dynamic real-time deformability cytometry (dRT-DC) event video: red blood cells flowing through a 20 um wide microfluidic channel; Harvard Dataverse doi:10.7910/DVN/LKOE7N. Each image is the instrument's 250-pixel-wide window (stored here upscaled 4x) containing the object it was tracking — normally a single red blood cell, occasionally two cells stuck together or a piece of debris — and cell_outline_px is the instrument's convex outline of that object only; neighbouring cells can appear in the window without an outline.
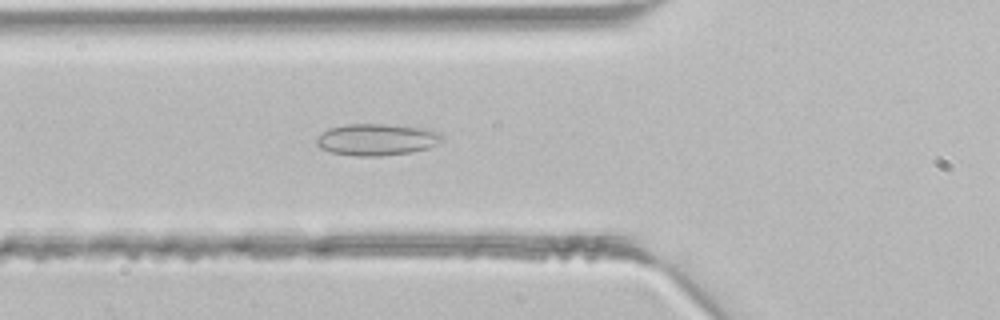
{"species": "common noctule bat (a hibernating species)", "species_latin": "Nyctalus noctula", "temperature_condition": "room temperature", "stored_images_in_passage": 43, "segment_of_instrument_passage": [1, 2], "camera_frame_rate_fps": 3000, "um_per_image_px": 0.085, "animal": {"sex": "male", "body_mass_g": 21.5, "forearm_length_mm": 52.0}, "frame": {"image": 1, "passage_image": 15, "time_ms": 4.667, "image_size_px": [1000, 320], "cell_outline_px": [[444, 136], [436, 144], [428, 148], [408, 152], [380, 156], [360, 156], [332, 152], [320, 148], [316, 144], [316, 140], [328, 128], [344, 124], [384, 124], [428, 128], [440, 132]], "centroid_in_image_um": [32.04, 11.85], "position_along_channel_um": 93.8, "area_um2": 23.06}}
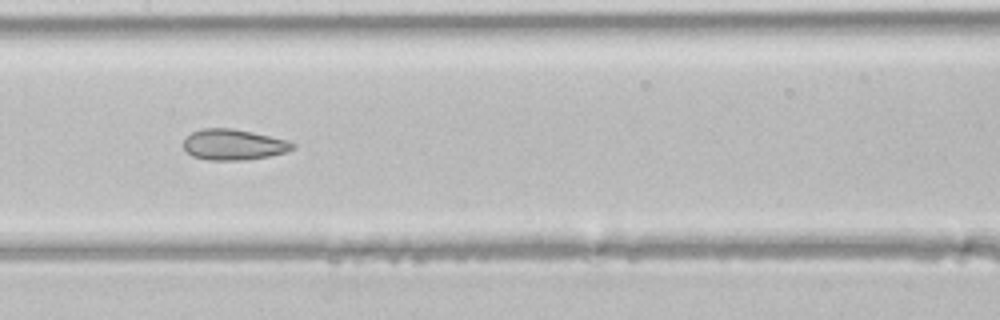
{"frame": {"image": 2, "passage_image": 21, "time_ms": 6.667, "image_size_px": [1000, 320], "cell_outline_px": [[296, 148], [288, 152], [248, 160], [208, 160], [192, 156], [184, 148], [184, 140], [192, 132], [204, 128], [232, 128], [252, 132], [288, 140], [296, 144]], "centroid_in_image_um": [19.9, 12.3], "position_along_channel_um": 187.5, "area_um2": 19.65}}
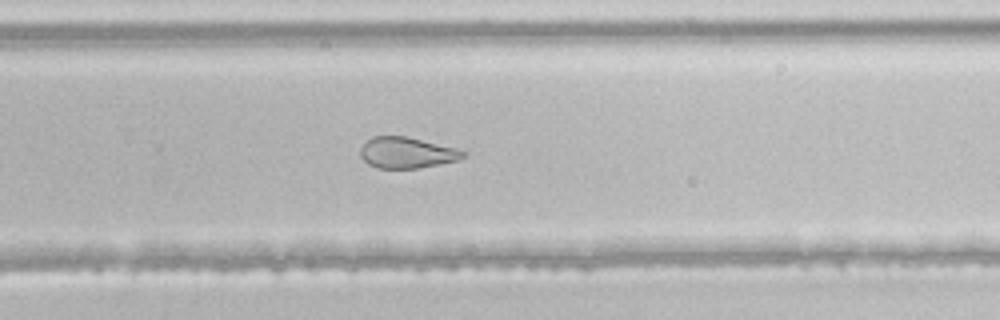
{"frame": {"image": 3, "passage_image": 28, "time_ms": 9.0, "image_size_px": [1000, 320], "cell_outline_px": [[464, 156], [456, 160], [440, 164], [416, 168], [376, 168], [368, 164], [360, 156], [360, 148], [372, 136], [404, 136], [456, 148], [464, 152]], "centroid_in_image_um": [34.52, 12.98], "position_along_channel_um": 295.3, "area_um2": 18.26}}